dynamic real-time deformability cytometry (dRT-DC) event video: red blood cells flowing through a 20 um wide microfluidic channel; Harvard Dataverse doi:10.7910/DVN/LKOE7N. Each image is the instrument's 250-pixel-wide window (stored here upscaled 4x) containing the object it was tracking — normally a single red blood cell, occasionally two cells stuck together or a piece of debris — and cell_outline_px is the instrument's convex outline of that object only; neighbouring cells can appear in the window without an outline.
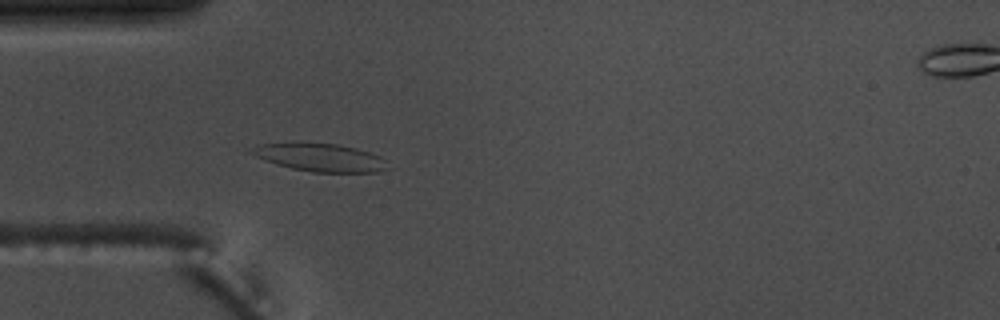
{"species": "common noctule bat (a hibernating species)", "species_latin": "Nyctalus noctula", "temperature_condition": "warm", "stored_images_in_passage": 55, "camera_frame_rate_fps": 3000, "um_per_image_px": 0.085, "animal": {"sex": "male", "body_mass_g": 17.5, "forearm_length_mm": 52.3}, "frame": {"image": 1, "passage_image": 16, "time_ms": 5.0, "image_size_px": [1000, 320], "cell_outline_px": [[388, 168], [380, 172], [312, 172], [292, 168], [276, 164], [264, 160], [248, 152], [248, 148], [256, 144], [300, 140], [336, 144], [356, 148], [380, 156], [388, 160]], "centroid_in_image_um": [27.14, 13.34], "position_along_channel_um": 57.9, "area_um2": 23.06}}
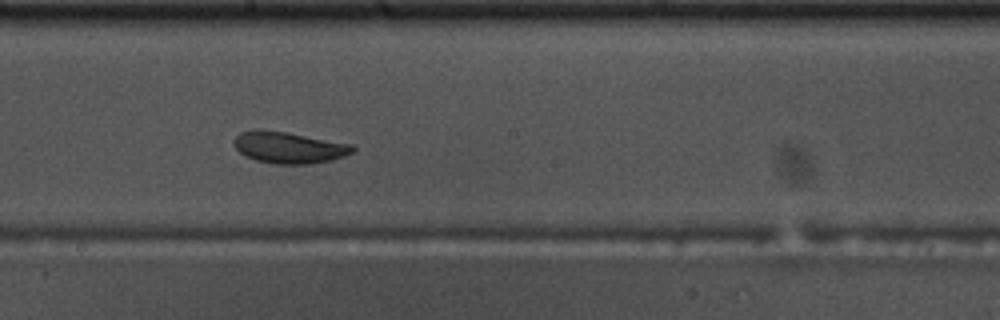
{"frame": {"image": 2, "passage_image": 30, "time_ms": 9.667, "image_size_px": [1000, 320], "cell_outline_px": [[356, 148], [352, 152], [344, 156], [332, 160], [312, 164], [276, 164], [256, 160], [244, 156], [232, 144], [232, 140], [240, 132], [252, 128], [264, 128], [288, 132], [352, 144]], "centroid_in_image_um": [24.51, 12.51], "position_along_channel_um": 223.7, "area_um2": 22.31}}
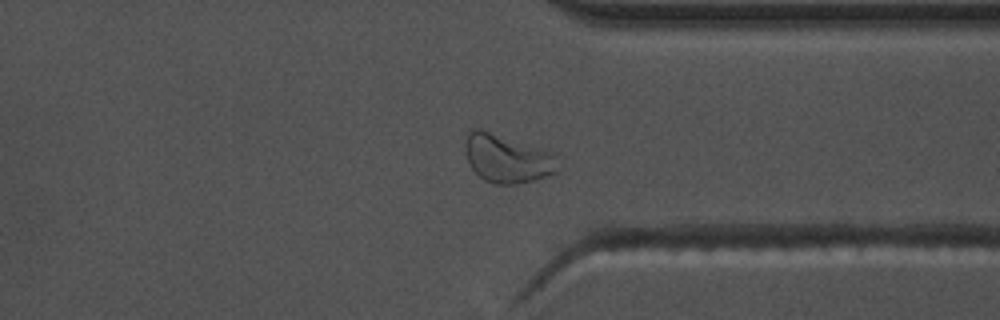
{"frame": {"image": 3, "passage_image": 42, "time_ms": 13.667, "image_size_px": [1000, 320], "cell_outline_px": [[560, 172], [536, 180], [512, 184], [496, 184], [484, 180], [472, 168], [464, 152], [464, 144], [468, 132], [472, 128], [480, 128], [552, 152]], "centroid_in_image_um": [43.09, 13.47], "position_along_channel_um": 368.3, "area_um2": 26.13}, "authors_computed_cell_mechanics": {"area_um2": 23.12, "velocity_mm_per_s": 3.6408, "shape_relaxation_time_tau1_ms": 7.0436, "shape_relaxation_time_tau2_ms": 1.7047, "deformation_change_tau1": 0.152, "deformation_change_tau2": 0.0636}}